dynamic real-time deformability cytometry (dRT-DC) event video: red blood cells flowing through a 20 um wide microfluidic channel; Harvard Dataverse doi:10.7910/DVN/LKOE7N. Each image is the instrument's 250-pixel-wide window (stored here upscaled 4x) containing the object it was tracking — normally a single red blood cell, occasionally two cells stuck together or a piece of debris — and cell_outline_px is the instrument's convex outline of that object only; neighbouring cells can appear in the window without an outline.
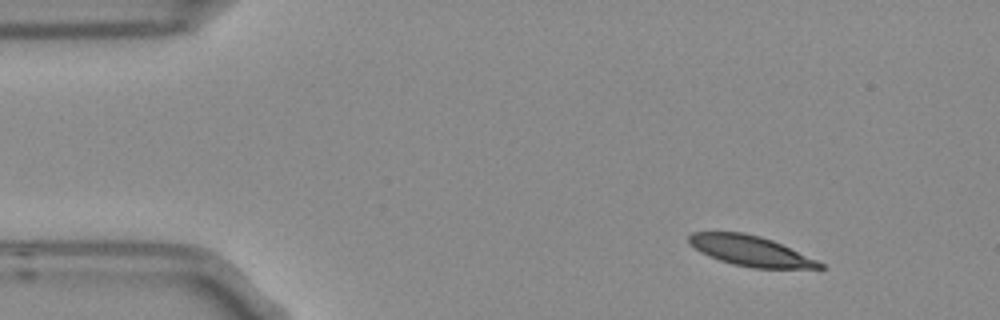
{"species": "Egyptian fruit bat (a non-hibernating species)", "species_latin": "Rousettus aegyptiacus", "temperature_condition": "room temperature", "stored_images_in_passage": 6, "camera_frame_rate_fps": 3000, "um_per_image_px": 0.085, "frame": {"image": 1, "passage_image": 1, "time_ms": 0.0, "image_size_px": [1000, 320], "cell_outline_px": [[828, 268], [752, 268], [732, 264], [720, 260], [700, 252], [688, 244], [688, 236], [692, 232], [744, 232], [760, 236], [772, 240], [816, 260], [824, 264]], "centroid_in_image_um": [63.75, 21.32], "position_along_channel_um": 21.3, "area_um2": 22.89}}
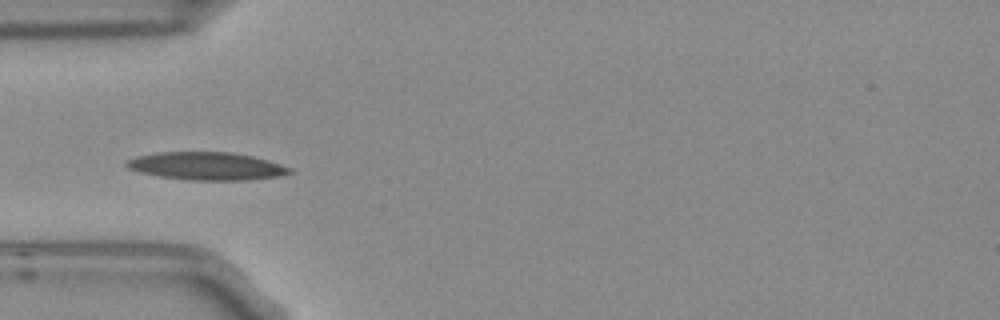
{"frame": {"image": 2, "passage_image": 4, "time_ms": 1.0, "image_size_px": [1000, 320], "cell_outline_px": [[292, 172], [280, 176], [248, 180], [188, 180], [160, 176], [140, 172], [128, 168], [124, 164], [128, 160], [136, 156], [156, 152], [232, 152], [252, 156], [268, 160], [292, 168]], "centroid_in_image_um": [17.57, 14.11], "position_along_channel_um": 67.4, "area_um2": 26.47}}